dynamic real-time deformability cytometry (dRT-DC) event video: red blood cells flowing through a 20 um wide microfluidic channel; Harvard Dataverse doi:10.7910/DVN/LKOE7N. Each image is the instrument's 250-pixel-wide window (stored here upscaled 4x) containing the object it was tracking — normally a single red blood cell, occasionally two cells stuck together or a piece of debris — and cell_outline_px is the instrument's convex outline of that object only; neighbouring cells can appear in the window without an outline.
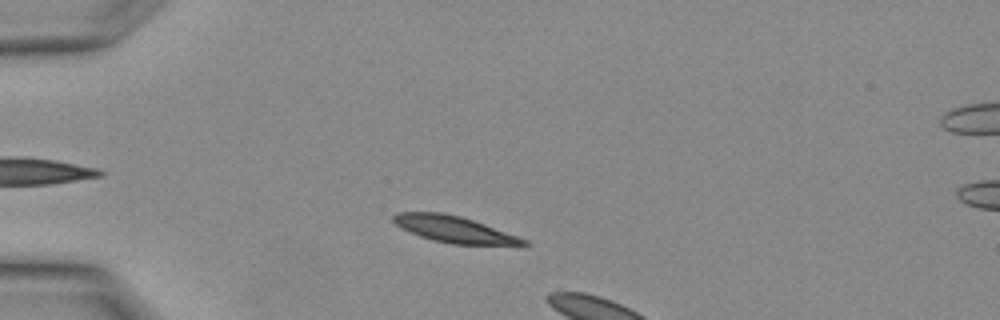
{"species": "Egyptian fruit bat (a non-hibernating species)", "species_latin": "Rousettus aegyptiacus", "temperature_condition": "warm", "stored_images_in_passage": 7, "camera_frame_rate_fps": 3000, "um_per_image_px": 0.085, "animal": {"sex": "female"}, "frame": {"image": 1, "passage_image": 5, "time_ms": 1.333, "image_size_px": [1000, 320], "cell_outline_px": [[532, 244], [452, 244], [432, 240], [420, 236], [400, 228], [392, 220], [392, 216], [396, 212], [440, 212], [460, 216], [484, 224], [528, 240]], "centroid_in_image_um": [38.52, 19.48], "position_along_channel_um": 46.5, "area_um2": 19.71}}